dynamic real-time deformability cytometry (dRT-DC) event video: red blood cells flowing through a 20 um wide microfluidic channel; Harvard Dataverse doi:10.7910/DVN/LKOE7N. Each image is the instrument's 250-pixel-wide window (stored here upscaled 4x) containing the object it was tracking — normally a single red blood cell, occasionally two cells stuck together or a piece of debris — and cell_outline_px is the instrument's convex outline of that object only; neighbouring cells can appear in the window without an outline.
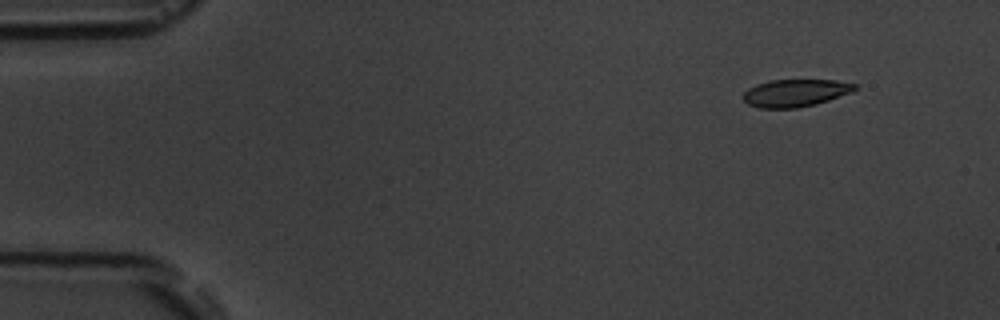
{"species": "common noctule bat (a hibernating species)", "species_latin": "Nyctalus noctula", "temperature_condition": "room temperature", "stored_images_in_passage": 4, "camera_frame_rate_fps": 3000, "um_per_image_px": 0.085, "animal": {"sex": "male", "body_mass_g": 19.5, "forearm_length_mm": 54.6}, "frame": {"image": 1, "passage_image": 1, "time_ms": 0.0, "image_size_px": [1000, 320], "cell_outline_px": [[860, 88], [852, 92], [816, 104], [796, 108], [760, 108], [748, 104], [740, 96], [748, 88], [756, 84], [768, 80], [836, 80], [856, 84]], "centroid_in_image_um": [67.6, 7.89], "position_along_channel_um": 17.4, "area_um2": 18.03}}
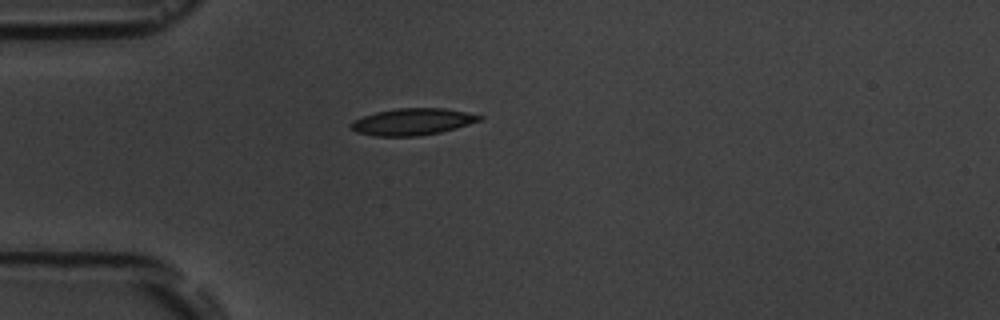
{"frame": {"image": 2, "passage_image": 4, "time_ms": 3.333, "image_size_px": [1000, 320], "cell_outline_px": [[484, 116], [480, 120], [456, 128], [440, 132], [416, 136], [376, 136], [356, 132], [348, 128], [348, 124], [352, 120], [376, 112], [396, 108], [444, 108], [468, 112]], "centroid_in_image_um": [35.01, 10.34], "position_along_channel_um": 50.0, "area_um2": 20.11}}